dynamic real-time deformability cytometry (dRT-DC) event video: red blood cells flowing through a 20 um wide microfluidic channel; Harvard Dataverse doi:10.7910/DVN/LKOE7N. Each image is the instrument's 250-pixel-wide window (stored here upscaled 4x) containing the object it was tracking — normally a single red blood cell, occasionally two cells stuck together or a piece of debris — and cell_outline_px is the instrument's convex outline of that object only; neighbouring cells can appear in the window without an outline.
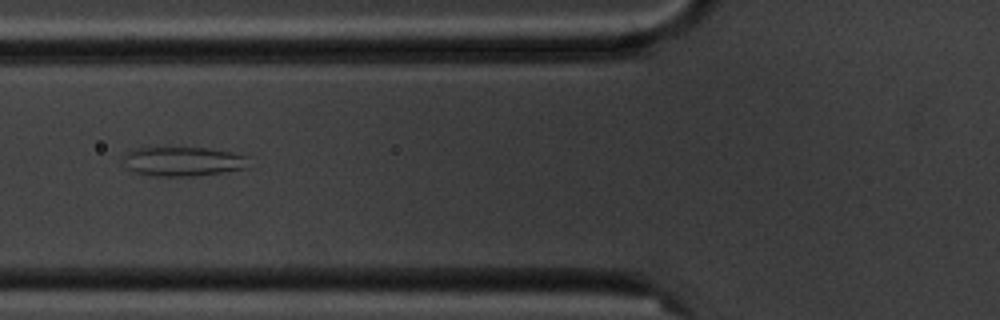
{"species": "common noctule bat (a hibernating species)", "species_latin": "Nyctalus noctula", "temperature_condition": "cold", "stored_images_in_passage": 11, "camera_frame_rate_fps": 3000, "um_per_image_px": 0.085, "animal": {"sex": "male", "body_mass_g": 20.1, "forearm_length_mm": 53.5}, "frame": {"image": 1, "passage_image": 4, "time_ms": 4.667, "image_size_px": [1000, 320], "cell_outline_px": [[248, 168], [224, 172], [196, 176], [148, 176], [132, 172], [128, 168], [120, 156], [124, 152], [132, 148], [208, 148], [232, 152], [248, 156]], "centroid_in_image_um": [15.51, 13.73], "position_along_channel_um": 110.3, "area_um2": 21.91}}
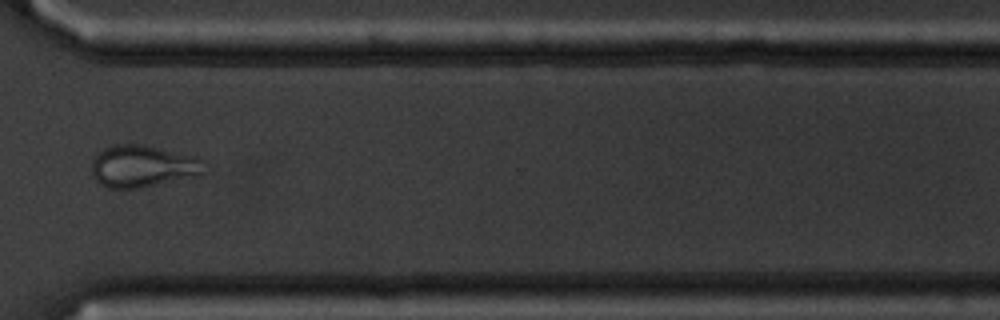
{"frame": {"image": 2, "passage_image": 10, "time_ms": 11.667, "image_size_px": [1000, 320], "cell_outline_px": [[208, 172], [136, 188], [108, 188], [100, 184], [92, 176], [92, 160], [104, 148], [116, 144], [140, 144], [192, 156], [208, 160]], "centroid_in_image_um": [12.14, 14.12], "position_along_channel_um": 358.5, "area_um2": 27.22}, "authors_computed_cell_mechanics": {"area_um2": 22.3108, "velocity_mm_per_s": 3.5411, "shape_relaxation_time_tau1_ms": null, "shape_relaxation_time_tau2_ms": 1.4759, "deformation_change_tau1": null, "deformation_change_tau2": 0.0607}}